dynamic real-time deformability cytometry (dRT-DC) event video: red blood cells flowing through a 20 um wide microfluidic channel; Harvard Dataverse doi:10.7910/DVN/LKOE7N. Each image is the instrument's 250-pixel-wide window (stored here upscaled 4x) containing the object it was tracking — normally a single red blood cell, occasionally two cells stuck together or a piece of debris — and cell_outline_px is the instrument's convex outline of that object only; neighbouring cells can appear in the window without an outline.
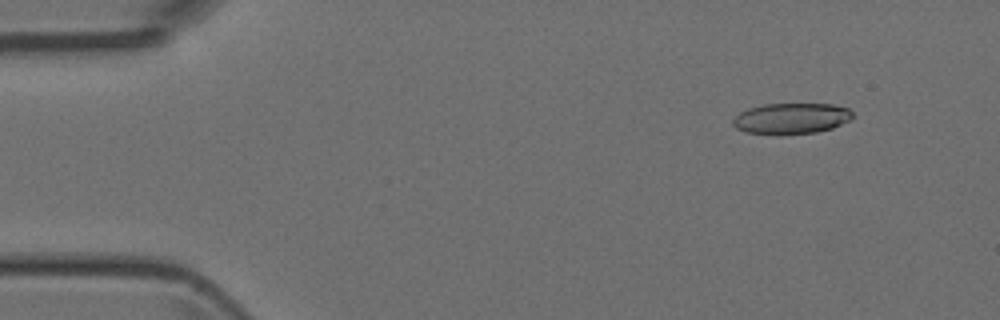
{"species": "Egyptian fruit bat (a non-hibernating species)", "species_latin": "Rousettus aegyptiacus", "temperature_condition": "room temperature", "stored_images_in_passage": 49, "camera_frame_rate_fps": 3000, "um_per_image_px": 0.085, "animal": {"sex": "female"}, "frame": {"image": 1, "passage_image": 5, "time_ms": 1.333, "image_size_px": [1000, 320], "cell_outline_px": [[856, 116], [832, 128], [816, 132], [780, 136], [776, 136], [744, 132], [736, 128], [732, 124], [732, 120], [740, 112], [748, 108], [764, 104], [832, 104], [848, 108]], "centroid_in_image_um": [67.22, 10.09], "position_along_channel_um": 17.8, "area_um2": 21.96}}
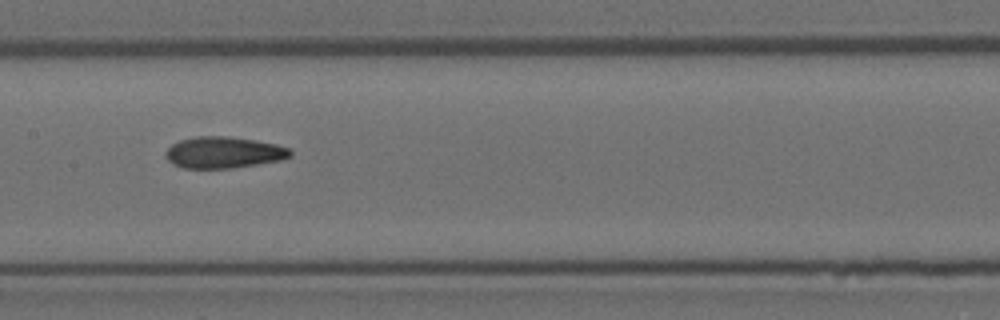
{"frame": {"image": 2, "passage_image": 24, "time_ms": 7.667, "image_size_px": [1000, 320], "cell_outline_px": [[292, 156], [280, 160], [232, 168], [184, 168], [168, 160], [168, 148], [172, 144], [180, 140], [192, 136], [228, 136], [256, 140], [276, 144], [288, 148], [292, 152]], "centroid_in_image_um": [19.04, 12.94], "position_along_channel_um": 188.4, "area_um2": 22.6}}
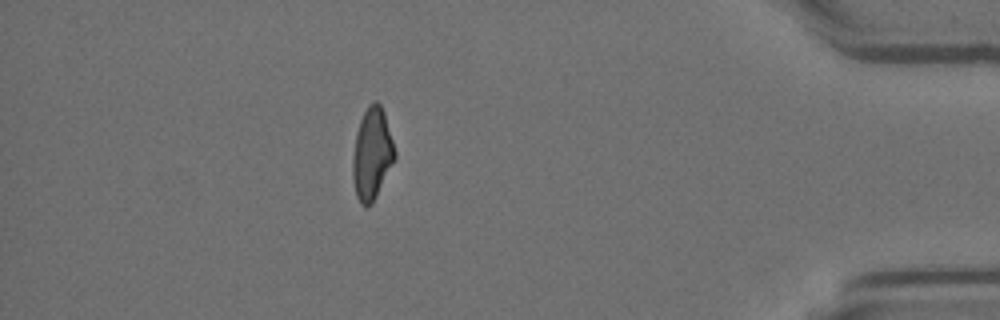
{"frame": {"image": 3, "passage_image": 43, "time_ms": 14.0, "image_size_px": [1000, 320], "cell_outline_px": [[396, 156], [372, 204], [360, 204], [356, 196], [352, 180], [352, 160], [356, 132], [360, 120], [368, 104], [376, 100], [380, 104], [384, 112], [396, 152]], "centroid_in_image_um": [31.6, 13.06], "position_along_channel_um": 403.6, "area_um2": 22.37}}